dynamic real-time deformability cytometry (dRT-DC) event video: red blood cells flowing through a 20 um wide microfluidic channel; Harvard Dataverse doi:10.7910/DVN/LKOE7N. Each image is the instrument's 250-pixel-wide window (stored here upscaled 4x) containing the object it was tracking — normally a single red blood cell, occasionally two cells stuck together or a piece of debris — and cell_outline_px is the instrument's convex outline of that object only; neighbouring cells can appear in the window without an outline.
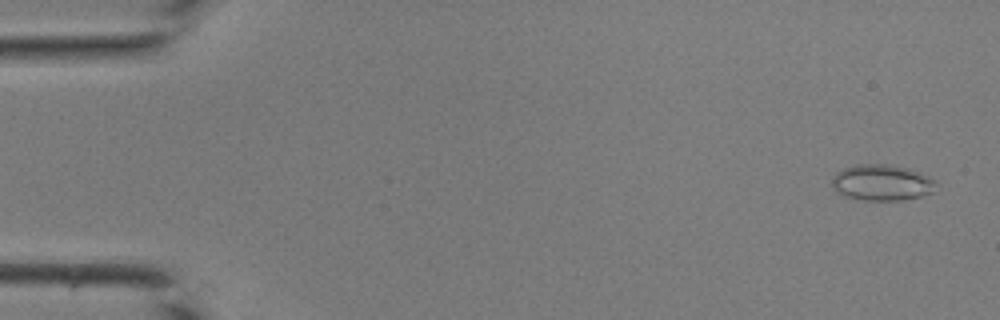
{"species": "common noctule bat (a hibernating species)", "species_latin": "Nyctalus noctula", "temperature_condition": "room temperature", "stored_images_in_passage": 42, "camera_frame_rate_fps": 3000, "um_per_image_px": 0.085, "animal": {"sex": "male", "body_mass_g": 19.0, "forearm_length_mm": 50.8}, "frame": {"image": 1, "passage_image": 2, "time_ms": 0.333, "image_size_px": [1000, 320], "cell_outline_px": [[936, 180], [932, 192], [920, 196], [904, 200], [864, 200], [844, 196], [836, 192], [832, 188], [832, 176], [836, 172], [844, 168], [856, 164], [884, 164], [908, 168]], "centroid_in_image_um": [74.9, 15.52], "position_along_channel_um": 10.1, "area_um2": 21.79}}
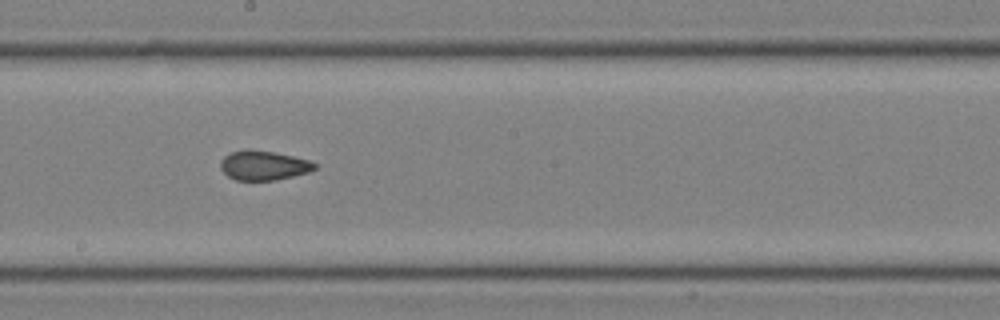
{"frame": {"image": 2, "passage_image": 24, "time_ms": 7.667, "image_size_px": [1000, 320], "cell_outline_px": [[316, 168], [308, 172], [292, 176], [272, 180], [236, 180], [228, 176], [220, 168], [220, 160], [224, 156], [232, 152], [272, 152], [292, 156], [308, 160], [316, 164]], "centroid_in_image_um": [22.4, 14.1], "position_along_channel_um": 225.8, "area_um2": 15.43}}
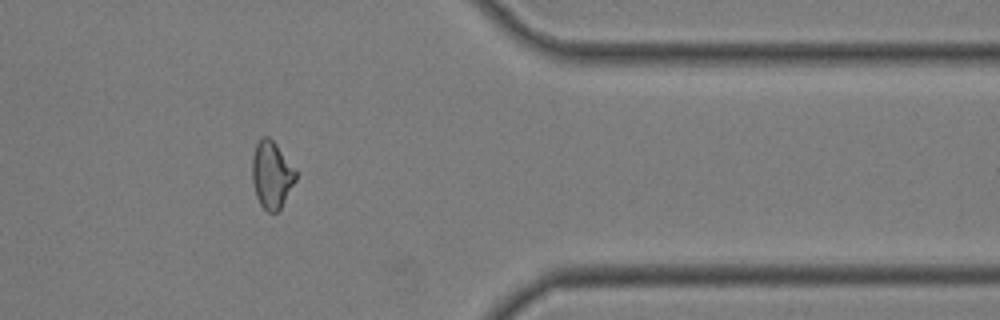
{"frame": {"image": 3, "passage_image": 35, "time_ms": 11.333, "image_size_px": [1000, 320], "cell_outline_px": [[296, 180], [280, 208], [276, 212], [268, 212], [260, 204], [256, 196], [252, 180], [252, 156], [256, 144], [260, 136], [268, 136], [276, 144], [296, 172]], "centroid_in_image_um": [23.06, 14.84], "position_along_channel_um": 388.3, "area_um2": 16.82}}